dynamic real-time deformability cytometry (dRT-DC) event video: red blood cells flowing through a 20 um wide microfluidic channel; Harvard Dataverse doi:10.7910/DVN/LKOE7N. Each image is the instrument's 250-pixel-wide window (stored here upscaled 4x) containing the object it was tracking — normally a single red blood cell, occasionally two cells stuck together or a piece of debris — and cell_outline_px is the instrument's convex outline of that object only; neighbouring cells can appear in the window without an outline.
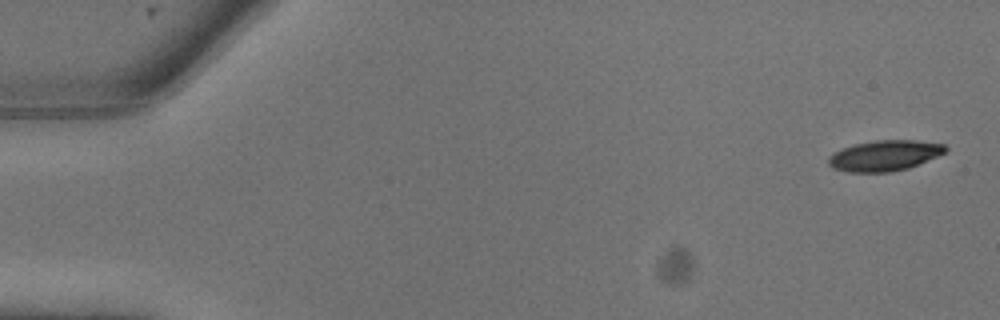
{"species": "common noctule bat (a hibernating species)", "species_latin": "Nyctalus noctula", "temperature_condition": "warm", "stored_images_in_passage": 9, "camera_frame_rate_fps": 3000, "um_per_image_px": 0.085, "animal": {"sex": "male", "body_mass_g": 13.3}, "frame": {"image": 1, "passage_image": 1, "time_ms": 0.0, "image_size_px": [1000, 320], "cell_outline_px": [[948, 148], [944, 152], [936, 156], [908, 168], [892, 172], [848, 172], [832, 168], [828, 164], [828, 156], [840, 148], [852, 144], [876, 140], [916, 140], [944, 144]], "centroid_in_image_um": [75.12, 13.22], "position_along_channel_um": 9.9, "area_um2": 20.92}}
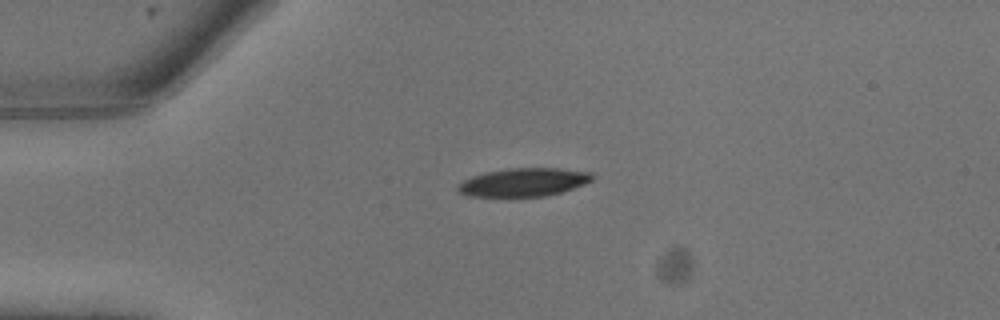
{"frame": {"image": 2, "passage_image": 6, "time_ms": 1.667, "image_size_px": [1000, 320], "cell_outline_px": [[592, 180], [584, 184], [560, 192], [544, 196], [472, 196], [460, 192], [456, 188], [464, 180], [472, 176], [488, 172], [508, 168], [560, 168], [592, 172]], "centroid_in_image_um": [44.53, 15.48], "position_along_channel_um": 40.5, "area_um2": 21.79}}
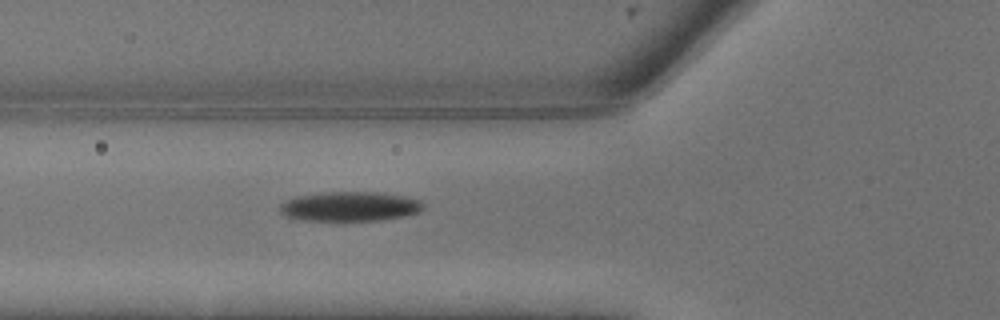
{"frame": {"image": 3, "passage_image": 9, "time_ms": 2.667, "image_size_px": [1000, 320], "cell_outline_px": [[424, 208], [420, 212], [380, 220], [304, 220], [284, 216], [280, 212], [280, 204], [284, 200], [296, 196], [320, 192], [380, 192], [404, 196], [420, 200], [424, 204]], "centroid_in_image_um": [29.71, 17.53], "position_along_channel_um": 96.1, "area_um2": 24.74}}